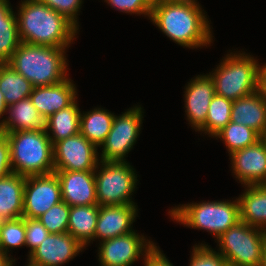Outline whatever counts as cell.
<instances>
[{
  "mask_svg": "<svg viewBox=\"0 0 266 266\" xmlns=\"http://www.w3.org/2000/svg\"><path fill=\"white\" fill-rule=\"evenodd\" d=\"M24 217L0 222V251L15 259L12 249L26 247ZM11 251V252H10ZM11 253V254H10Z\"/></svg>",
  "mask_w": 266,
  "mask_h": 266,
  "instance_id": "29",
  "label": "cell"
},
{
  "mask_svg": "<svg viewBox=\"0 0 266 266\" xmlns=\"http://www.w3.org/2000/svg\"><path fill=\"white\" fill-rule=\"evenodd\" d=\"M230 171L241 186L262 185L266 173V137L229 155Z\"/></svg>",
  "mask_w": 266,
  "mask_h": 266,
  "instance_id": "13",
  "label": "cell"
},
{
  "mask_svg": "<svg viewBox=\"0 0 266 266\" xmlns=\"http://www.w3.org/2000/svg\"><path fill=\"white\" fill-rule=\"evenodd\" d=\"M14 13L9 0H0V25H3Z\"/></svg>",
  "mask_w": 266,
  "mask_h": 266,
  "instance_id": "38",
  "label": "cell"
},
{
  "mask_svg": "<svg viewBox=\"0 0 266 266\" xmlns=\"http://www.w3.org/2000/svg\"><path fill=\"white\" fill-rule=\"evenodd\" d=\"M261 266H266V240L263 248V257H262V264Z\"/></svg>",
  "mask_w": 266,
  "mask_h": 266,
  "instance_id": "43",
  "label": "cell"
},
{
  "mask_svg": "<svg viewBox=\"0 0 266 266\" xmlns=\"http://www.w3.org/2000/svg\"><path fill=\"white\" fill-rule=\"evenodd\" d=\"M265 240L266 231L239 221L215 240L214 249L229 266H261Z\"/></svg>",
  "mask_w": 266,
  "mask_h": 266,
  "instance_id": "8",
  "label": "cell"
},
{
  "mask_svg": "<svg viewBox=\"0 0 266 266\" xmlns=\"http://www.w3.org/2000/svg\"><path fill=\"white\" fill-rule=\"evenodd\" d=\"M242 50H227V54L208 73L214 81L215 94L232 101L258 90L259 59L246 53L244 48Z\"/></svg>",
  "mask_w": 266,
  "mask_h": 266,
  "instance_id": "5",
  "label": "cell"
},
{
  "mask_svg": "<svg viewBox=\"0 0 266 266\" xmlns=\"http://www.w3.org/2000/svg\"><path fill=\"white\" fill-rule=\"evenodd\" d=\"M115 11L150 19L153 0H103Z\"/></svg>",
  "mask_w": 266,
  "mask_h": 266,
  "instance_id": "33",
  "label": "cell"
},
{
  "mask_svg": "<svg viewBox=\"0 0 266 266\" xmlns=\"http://www.w3.org/2000/svg\"><path fill=\"white\" fill-rule=\"evenodd\" d=\"M230 121L250 127L266 137V98L257 90L233 101Z\"/></svg>",
  "mask_w": 266,
  "mask_h": 266,
  "instance_id": "19",
  "label": "cell"
},
{
  "mask_svg": "<svg viewBox=\"0 0 266 266\" xmlns=\"http://www.w3.org/2000/svg\"><path fill=\"white\" fill-rule=\"evenodd\" d=\"M242 187L244 191L237 197L240 221L266 231V187L261 185Z\"/></svg>",
  "mask_w": 266,
  "mask_h": 266,
  "instance_id": "21",
  "label": "cell"
},
{
  "mask_svg": "<svg viewBox=\"0 0 266 266\" xmlns=\"http://www.w3.org/2000/svg\"><path fill=\"white\" fill-rule=\"evenodd\" d=\"M33 88L32 83L10 65L0 64V91L7 106L29 98Z\"/></svg>",
  "mask_w": 266,
  "mask_h": 266,
  "instance_id": "26",
  "label": "cell"
},
{
  "mask_svg": "<svg viewBox=\"0 0 266 266\" xmlns=\"http://www.w3.org/2000/svg\"><path fill=\"white\" fill-rule=\"evenodd\" d=\"M24 222L26 228L25 242L26 247L29 248L26 255L28 257L45 240L49 232L38 219L24 218Z\"/></svg>",
  "mask_w": 266,
  "mask_h": 266,
  "instance_id": "35",
  "label": "cell"
},
{
  "mask_svg": "<svg viewBox=\"0 0 266 266\" xmlns=\"http://www.w3.org/2000/svg\"><path fill=\"white\" fill-rule=\"evenodd\" d=\"M141 106L135 104L122 114H115L112 128L99 148L100 161H127L141 133L145 113Z\"/></svg>",
  "mask_w": 266,
  "mask_h": 266,
  "instance_id": "9",
  "label": "cell"
},
{
  "mask_svg": "<svg viewBox=\"0 0 266 266\" xmlns=\"http://www.w3.org/2000/svg\"><path fill=\"white\" fill-rule=\"evenodd\" d=\"M0 133L10 142L13 173L27 177L54 172L53 144L46 130Z\"/></svg>",
  "mask_w": 266,
  "mask_h": 266,
  "instance_id": "6",
  "label": "cell"
},
{
  "mask_svg": "<svg viewBox=\"0 0 266 266\" xmlns=\"http://www.w3.org/2000/svg\"><path fill=\"white\" fill-rule=\"evenodd\" d=\"M139 209L137 204L99 206L93 241H103L135 231Z\"/></svg>",
  "mask_w": 266,
  "mask_h": 266,
  "instance_id": "16",
  "label": "cell"
},
{
  "mask_svg": "<svg viewBox=\"0 0 266 266\" xmlns=\"http://www.w3.org/2000/svg\"><path fill=\"white\" fill-rule=\"evenodd\" d=\"M183 100L187 124L197 132L206 121L208 108L215 95V85L208 72L194 76L184 86Z\"/></svg>",
  "mask_w": 266,
  "mask_h": 266,
  "instance_id": "14",
  "label": "cell"
},
{
  "mask_svg": "<svg viewBox=\"0 0 266 266\" xmlns=\"http://www.w3.org/2000/svg\"><path fill=\"white\" fill-rule=\"evenodd\" d=\"M129 161H100L94 170L99 206L137 204L138 172Z\"/></svg>",
  "mask_w": 266,
  "mask_h": 266,
  "instance_id": "7",
  "label": "cell"
},
{
  "mask_svg": "<svg viewBox=\"0 0 266 266\" xmlns=\"http://www.w3.org/2000/svg\"><path fill=\"white\" fill-rule=\"evenodd\" d=\"M21 42L69 49L80 30L41 0H21L15 8Z\"/></svg>",
  "mask_w": 266,
  "mask_h": 266,
  "instance_id": "2",
  "label": "cell"
},
{
  "mask_svg": "<svg viewBox=\"0 0 266 266\" xmlns=\"http://www.w3.org/2000/svg\"><path fill=\"white\" fill-rule=\"evenodd\" d=\"M84 248L70 233L49 235L28 255L27 259L38 266H63L77 257Z\"/></svg>",
  "mask_w": 266,
  "mask_h": 266,
  "instance_id": "15",
  "label": "cell"
},
{
  "mask_svg": "<svg viewBox=\"0 0 266 266\" xmlns=\"http://www.w3.org/2000/svg\"><path fill=\"white\" fill-rule=\"evenodd\" d=\"M188 266H229L226 259L208 243H196L191 248Z\"/></svg>",
  "mask_w": 266,
  "mask_h": 266,
  "instance_id": "32",
  "label": "cell"
},
{
  "mask_svg": "<svg viewBox=\"0 0 266 266\" xmlns=\"http://www.w3.org/2000/svg\"><path fill=\"white\" fill-rule=\"evenodd\" d=\"M29 98L46 120L54 113L70 106L79 97L76 84L68 77L58 84L34 87Z\"/></svg>",
  "mask_w": 266,
  "mask_h": 266,
  "instance_id": "18",
  "label": "cell"
},
{
  "mask_svg": "<svg viewBox=\"0 0 266 266\" xmlns=\"http://www.w3.org/2000/svg\"><path fill=\"white\" fill-rule=\"evenodd\" d=\"M234 199V200H233ZM167 215L175 223L196 230L209 232L214 241L240 221L239 201L222 199L190 202L168 209Z\"/></svg>",
  "mask_w": 266,
  "mask_h": 266,
  "instance_id": "4",
  "label": "cell"
},
{
  "mask_svg": "<svg viewBox=\"0 0 266 266\" xmlns=\"http://www.w3.org/2000/svg\"><path fill=\"white\" fill-rule=\"evenodd\" d=\"M76 99L70 106L45 120V130L52 144L79 133L81 109Z\"/></svg>",
  "mask_w": 266,
  "mask_h": 266,
  "instance_id": "25",
  "label": "cell"
},
{
  "mask_svg": "<svg viewBox=\"0 0 266 266\" xmlns=\"http://www.w3.org/2000/svg\"><path fill=\"white\" fill-rule=\"evenodd\" d=\"M12 173L10 142L5 134L0 133V179Z\"/></svg>",
  "mask_w": 266,
  "mask_h": 266,
  "instance_id": "36",
  "label": "cell"
},
{
  "mask_svg": "<svg viewBox=\"0 0 266 266\" xmlns=\"http://www.w3.org/2000/svg\"><path fill=\"white\" fill-rule=\"evenodd\" d=\"M98 266H133L157 245L151 237L137 230L111 239L98 242Z\"/></svg>",
  "mask_w": 266,
  "mask_h": 266,
  "instance_id": "10",
  "label": "cell"
},
{
  "mask_svg": "<svg viewBox=\"0 0 266 266\" xmlns=\"http://www.w3.org/2000/svg\"><path fill=\"white\" fill-rule=\"evenodd\" d=\"M61 201V185L55 172L26 177L22 217L37 219Z\"/></svg>",
  "mask_w": 266,
  "mask_h": 266,
  "instance_id": "12",
  "label": "cell"
},
{
  "mask_svg": "<svg viewBox=\"0 0 266 266\" xmlns=\"http://www.w3.org/2000/svg\"><path fill=\"white\" fill-rule=\"evenodd\" d=\"M61 185L62 201L72 206L98 205L94 171L55 172Z\"/></svg>",
  "mask_w": 266,
  "mask_h": 266,
  "instance_id": "17",
  "label": "cell"
},
{
  "mask_svg": "<svg viewBox=\"0 0 266 266\" xmlns=\"http://www.w3.org/2000/svg\"><path fill=\"white\" fill-rule=\"evenodd\" d=\"M13 259L0 251V266H11Z\"/></svg>",
  "mask_w": 266,
  "mask_h": 266,
  "instance_id": "41",
  "label": "cell"
},
{
  "mask_svg": "<svg viewBox=\"0 0 266 266\" xmlns=\"http://www.w3.org/2000/svg\"><path fill=\"white\" fill-rule=\"evenodd\" d=\"M223 141L228 155L256 144L263 137L254 129L230 121L213 139Z\"/></svg>",
  "mask_w": 266,
  "mask_h": 266,
  "instance_id": "27",
  "label": "cell"
},
{
  "mask_svg": "<svg viewBox=\"0 0 266 266\" xmlns=\"http://www.w3.org/2000/svg\"><path fill=\"white\" fill-rule=\"evenodd\" d=\"M143 266H174L157 244L144 258Z\"/></svg>",
  "mask_w": 266,
  "mask_h": 266,
  "instance_id": "37",
  "label": "cell"
},
{
  "mask_svg": "<svg viewBox=\"0 0 266 266\" xmlns=\"http://www.w3.org/2000/svg\"><path fill=\"white\" fill-rule=\"evenodd\" d=\"M233 101L215 94L208 108L205 124L197 131L201 136L213 138L229 122Z\"/></svg>",
  "mask_w": 266,
  "mask_h": 266,
  "instance_id": "28",
  "label": "cell"
},
{
  "mask_svg": "<svg viewBox=\"0 0 266 266\" xmlns=\"http://www.w3.org/2000/svg\"><path fill=\"white\" fill-rule=\"evenodd\" d=\"M153 1L199 3L198 0H153Z\"/></svg>",
  "mask_w": 266,
  "mask_h": 266,
  "instance_id": "42",
  "label": "cell"
},
{
  "mask_svg": "<svg viewBox=\"0 0 266 266\" xmlns=\"http://www.w3.org/2000/svg\"><path fill=\"white\" fill-rule=\"evenodd\" d=\"M258 91L266 98V63H260L259 66V79Z\"/></svg>",
  "mask_w": 266,
  "mask_h": 266,
  "instance_id": "39",
  "label": "cell"
},
{
  "mask_svg": "<svg viewBox=\"0 0 266 266\" xmlns=\"http://www.w3.org/2000/svg\"><path fill=\"white\" fill-rule=\"evenodd\" d=\"M25 180L16 173L0 179V221L22 217Z\"/></svg>",
  "mask_w": 266,
  "mask_h": 266,
  "instance_id": "22",
  "label": "cell"
},
{
  "mask_svg": "<svg viewBox=\"0 0 266 266\" xmlns=\"http://www.w3.org/2000/svg\"><path fill=\"white\" fill-rule=\"evenodd\" d=\"M8 106L5 103L4 96L0 91V126L2 125L3 120L5 119ZM5 115V116H4Z\"/></svg>",
  "mask_w": 266,
  "mask_h": 266,
  "instance_id": "40",
  "label": "cell"
},
{
  "mask_svg": "<svg viewBox=\"0 0 266 266\" xmlns=\"http://www.w3.org/2000/svg\"><path fill=\"white\" fill-rule=\"evenodd\" d=\"M54 172L94 171L100 162L99 149L80 132L53 145Z\"/></svg>",
  "mask_w": 266,
  "mask_h": 266,
  "instance_id": "11",
  "label": "cell"
},
{
  "mask_svg": "<svg viewBox=\"0 0 266 266\" xmlns=\"http://www.w3.org/2000/svg\"><path fill=\"white\" fill-rule=\"evenodd\" d=\"M41 1L47 6H49L51 9L65 16L78 29H80L79 15L84 0H41Z\"/></svg>",
  "mask_w": 266,
  "mask_h": 266,
  "instance_id": "34",
  "label": "cell"
},
{
  "mask_svg": "<svg viewBox=\"0 0 266 266\" xmlns=\"http://www.w3.org/2000/svg\"><path fill=\"white\" fill-rule=\"evenodd\" d=\"M21 43L14 13L3 25H0V64L8 63Z\"/></svg>",
  "mask_w": 266,
  "mask_h": 266,
  "instance_id": "30",
  "label": "cell"
},
{
  "mask_svg": "<svg viewBox=\"0 0 266 266\" xmlns=\"http://www.w3.org/2000/svg\"><path fill=\"white\" fill-rule=\"evenodd\" d=\"M266 187V173H265V182L261 185Z\"/></svg>",
  "mask_w": 266,
  "mask_h": 266,
  "instance_id": "45",
  "label": "cell"
},
{
  "mask_svg": "<svg viewBox=\"0 0 266 266\" xmlns=\"http://www.w3.org/2000/svg\"><path fill=\"white\" fill-rule=\"evenodd\" d=\"M99 205L70 207L68 233H70L84 248L93 244L98 220Z\"/></svg>",
  "mask_w": 266,
  "mask_h": 266,
  "instance_id": "24",
  "label": "cell"
},
{
  "mask_svg": "<svg viewBox=\"0 0 266 266\" xmlns=\"http://www.w3.org/2000/svg\"><path fill=\"white\" fill-rule=\"evenodd\" d=\"M67 48L22 42L7 63L34 87L58 84L68 78Z\"/></svg>",
  "mask_w": 266,
  "mask_h": 266,
  "instance_id": "3",
  "label": "cell"
},
{
  "mask_svg": "<svg viewBox=\"0 0 266 266\" xmlns=\"http://www.w3.org/2000/svg\"><path fill=\"white\" fill-rule=\"evenodd\" d=\"M6 115L0 126V132L45 130V119L30 98L8 106Z\"/></svg>",
  "mask_w": 266,
  "mask_h": 266,
  "instance_id": "20",
  "label": "cell"
},
{
  "mask_svg": "<svg viewBox=\"0 0 266 266\" xmlns=\"http://www.w3.org/2000/svg\"><path fill=\"white\" fill-rule=\"evenodd\" d=\"M115 113L97 106L80 113L79 132L98 149L108 136Z\"/></svg>",
  "mask_w": 266,
  "mask_h": 266,
  "instance_id": "23",
  "label": "cell"
},
{
  "mask_svg": "<svg viewBox=\"0 0 266 266\" xmlns=\"http://www.w3.org/2000/svg\"><path fill=\"white\" fill-rule=\"evenodd\" d=\"M16 261H17V259L15 258V259H13V261H12V263H11V266H14V265H16L15 263H16ZM27 262V264L25 263V266H38V265H35V264H33V263H31L30 261H26Z\"/></svg>",
  "mask_w": 266,
  "mask_h": 266,
  "instance_id": "44",
  "label": "cell"
},
{
  "mask_svg": "<svg viewBox=\"0 0 266 266\" xmlns=\"http://www.w3.org/2000/svg\"><path fill=\"white\" fill-rule=\"evenodd\" d=\"M70 206L61 201L37 218L49 233H68Z\"/></svg>",
  "mask_w": 266,
  "mask_h": 266,
  "instance_id": "31",
  "label": "cell"
},
{
  "mask_svg": "<svg viewBox=\"0 0 266 266\" xmlns=\"http://www.w3.org/2000/svg\"><path fill=\"white\" fill-rule=\"evenodd\" d=\"M203 8L201 3L153 1L149 20L183 48H207L215 37L212 22Z\"/></svg>",
  "mask_w": 266,
  "mask_h": 266,
  "instance_id": "1",
  "label": "cell"
}]
</instances>
